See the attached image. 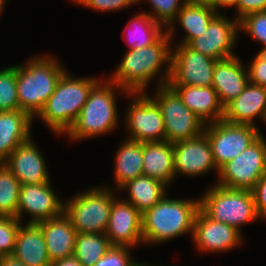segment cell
Returning <instances> with one entry per match:
<instances>
[{
	"label": "cell",
	"mask_w": 266,
	"mask_h": 266,
	"mask_svg": "<svg viewBox=\"0 0 266 266\" xmlns=\"http://www.w3.org/2000/svg\"><path fill=\"white\" fill-rule=\"evenodd\" d=\"M265 172L266 139L261 134L242 153L219 169V181L216 184L251 191Z\"/></svg>",
	"instance_id": "cell-9"
},
{
	"label": "cell",
	"mask_w": 266,
	"mask_h": 266,
	"mask_svg": "<svg viewBox=\"0 0 266 266\" xmlns=\"http://www.w3.org/2000/svg\"><path fill=\"white\" fill-rule=\"evenodd\" d=\"M241 64L238 56L215 63L212 87L224 107L242 93L249 83L248 70Z\"/></svg>",
	"instance_id": "cell-22"
},
{
	"label": "cell",
	"mask_w": 266,
	"mask_h": 266,
	"mask_svg": "<svg viewBox=\"0 0 266 266\" xmlns=\"http://www.w3.org/2000/svg\"><path fill=\"white\" fill-rule=\"evenodd\" d=\"M129 248L131 247L111 245L93 266H131L135 261L130 256Z\"/></svg>",
	"instance_id": "cell-36"
},
{
	"label": "cell",
	"mask_w": 266,
	"mask_h": 266,
	"mask_svg": "<svg viewBox=\"0 0 266 266\" xmlns=\"http://www.w3.org/2000/svg\"><path fill=\"white\" fill-rule=\"evenodd\" d=\"M156 97L165 126V140L175 143L204 133L205 123L189 110L179 95L169 86H158Z\"/></svg>",
	"instance_id": "cell-8"
},
{
	"label": "cell",
	"mask_w": 266,
	"mask_h": 266,
	"mask_svg": "<svg viewBox=\"0 0 266 266\" xmlns=\"http://www.w3.org/2000/svg\"><path fill=\"white\" fill-rule=\"evenodd\" d=\"M115 181L117 188L127 181L143 175L142 143L127 138L116 152Z\"/></svg>",
	"instance_id": "cell-27"
},
{
	"label": "cell",
	"mask_w": 266,
	"mask_h": 266,
	"mask_svg": "<svg viewBox=\"0 0 266 266\" xmlns=\"http://www.w3.org/2000/svg\"><path fill=\"white\" fill-rule=\"evenodd\" d=\"M65 72L57 58L49 55L33 57L24 66L16 65L19 110L32 119L38 116Z\"/></svg>",
	"instance_id": "cell-2"
},
{
	"label": "cell",
	"mask_w": 266,
	"mask_h": 266,
	"mask_svg": "<svg viewBox=\"0 0 266 266\" xmlns=\"http://www.w3.org/2000/svg\"><path fill=\"white\" fill-rule=\"evenodd\" d=\"M51 182L24 184L20 186L17 218L28 212L32 219L27 223H38L59 216L63 212L61 201L51 187Z\"/></svg>",
	"instance_id": "cell-16"
},
{
	"label": "cell",
	"mask_w": 266,
	"mask_h": 266,
	"mask_svg": "<svg viewBox=\"0 0 266 266\" xmlns=\"http://www.w3.org/2000/svg\"><path fill=\"white\" fill-rule=\"evenodd\" d=\"M239 30V21H233L220 13L210 22L207 30L192 39L187 46L217 61L235 56L233 49Z\"/></svg>",
	"instance_id": "cell-13"
},
{
	"label": "cell",
	"mask_w": 266,
	"mask_h": 266,
	"mask_svg": "<svg viewBox=\"0 0 266 266\" xmlns=\"http://www.w3.org/2000/svg\"><path fill=\"white\" fill-rule=\"evenodd\" d=\"M41 152L30 138L19 145L3 162L21 185L50 182L47 166Z\"/></svg>",
	"instance_id": "cell-18"
},
{
	"label": "cell",
	"mask_w": 266,
	"mask_h": 266,
	"mask_svg": "<svg viewBox=\"0 0 266 266\" xmlns=\"http://www.w3.org/2000/svg\"><path fill=\"white\" fill-rule=\"evenodd\" d=\"M0 266H26L22 261L13 255L0 256Z\"/></svg>",
	"instance_id": "cell-41"
},
{
	"label": "cell",
	"mask_w": 266,
	"mask_h": 266,
	"mask_svg": "<svg viewBox=\"0 0 266 266\" xmlns=\"http://www.w3.org/2000/svg\"><path fill=\"white\" fill-rule=\"evenodd\" d=\"M93 10L109 12L128 8L132 4H137L136 0H72Z\"/></svg>",
	"instance_id": "cell-37"
},
{
	"label": "cell",
	"mask_w": 266,
	"mask_h": 266,
	"mask_svg": "<svg viewBox=\"0 0 266 266\" xmlns=\"http://www.w3.org/2000/svg\"><path fill=\"white\" fill-rule=\"evenodd\" d=\"M266 121V88L248 83L243 92L224 107L223 120L232 124L255 125V117Z\"/></svg>",
	"instance_id": "cell-19"
},
{
	"label": "cell",
	"mask_w": 266,
	"mask_h": 266,
	"mask_svg": "<svg viewBox=\"0 0 266 266\" xmlns=\"http://www.w3.org/2000/svg\"><path fill=\"white\" fill-rule=\"evenodd\" d=\"M151 3L152 9L150 15L155 21L159 22L163 26L168 28L173 21L177 18L179 11L183 5L187 2L186 0H147ZM183 1V2H181ZM142 2V0H136V3ZM180 3V4H179Z\"/></svg>",
	"instance_id": "cell-33"
},
{
	"label": "cell",
	"mask_w": 266,
	"mask_h": 266,
	"mask_svg": "<svg viewBox=\"0 0 266 266\" xmlns=\"http://www.w3.org/2000/svg\"><path fill=\"white\" fill-rule=\"evenodd\" d=\"M192 237L202 252L229 251L243 242L240 231L223 222H214L201 209L195 216Z\"/></svg>",
	"instance_id": "cell-17"
},
{
	"label": "cell",
	"mask_w": 266,
	"mask_h": 266,
	"mask_svg": "<svg viewBox=\"0 0 266 266\" xmlns=\"http://www.w3.org/2000/svg\"><path fill=\"white\" fill-rule=\"evenodd\" d=\"M207 136L218 169L237 157L260 135L259 128L251 125L232 124L219 120L205 125Z\"/></svg>",
	"instance_id": "cell-10"
},
{
	"label": "cell",
	"mask_w": 266,
	"mask_h": 266,
	"mask_svg": "<svg viewBox=\"0 0 266 266\" xmlns=\"http://www.w3.org/2000/svg\"><path fill=\"white\" fill-rule=\"evenodd\" d=\"M143 175L168 186L175 177L173 143H142Z\"/></svg>",
	"instance_id": "cell-24"
},
{
	"label": "cell",
	"mask_w": 266,
	"mask_h": 266,
	"mask_svg": "<svg viewBox=\"0 0 266 266\" xmlns=\"http://www.w3.org/2000/svg\"><path fill=\"white\" fill-rule=\"evenodd\" d=\"M131 266H149L148 264L137 263L136 261Z\"/></svg>",
	"instance_id": "cell-47"
},
{
	"label": "cell",
	"mask_w": 266,
	"mask_h": 266,
	"mask_svg": "<svg viewBox=\"0 0 266 266\" xmlns=\"http://www.w3.org/2000/svg\"><path fill=\"white\" fill-rule=\"evenodd\" d=\"M251 191L258 217L266 219V172L259 178Z\"/></svg>",
	"instance_id": "cell-38"
},
{
	"label": "cell",
	"mask_w": 266,
	"mask_h": 266,
	"mask_svg": "<svg viewBox=\"0 0 266 266\" xmlns=\"http://www.w3.org/2000/svg\"><path fill=\"white\" fill-rule=\"evenodd\" d=\"M116 88L124 94H129L109 79L100 80L92 88L78 118L67 132L70 139L79 141L88 137L111 133L115 129L119 119L114 91Z\"/></svg>",
	"instance_id": "cell-5"
},
{
	"label": "cell",
	"mask_w": 266,
	"mask_h": 266,
	"mask_svg": "<svg viewBox=\"0 0 266 266\" xmlns=\"http://www.w3.org/2000/svg\"><path fill=\"white\" fill-rule=\"evenodd\" d=\"M234 7L238 15L235 18L239 21L249 13L266 11V0H236Z\"/></svg>",
	"instance_id": "cell-40"
},
{
	"label": "cell",
	"mask_w": 266,
	"mask_h": 266,
	"mask_svg": "<svg viewBox=\"0 0 266 266\" xmlns=\"http://www.w3.org/2000/svg\"><path fill=\"white\" fill-rule=\"evenodd\" d=\"M200 209L214 222H223L240 232L242 224L259 220L250 190L215 184L200 198Z\"/></svg>",
	"instance_id": "cell-6"
},
{
	"label": "cell",
	"mask_w": 266,
	"mask_h": 266,
	"mask_svg": "<svg viewBox=\"0 0 266 266\" xmlns=\"http://www.w3.org/2000/svg\"><path fill=\"white\" fill-rule=\"evenodd\" d=\"M5 2H6V0H0V14L2 13V11H3V8H5L4 6H5Z\"/></svg>",
	"instance_id": "cell-46"
},
{
	"label": "cell",
	"mask_w": 266,
	"mask_h": 266,
	"mask_svg": "<svg viewBox=\"0 0 266 266\" xmlns=\"http://www.w3.org/2000/svg\"><path fill=\"white\" fill-rule=\"evenodd\" d=\"M117 199L112 203L105 231L110 244L132 247L143 243L142 214L130 202Z\"/></svg>",
	"instance_id": "cell-15"
},
{
	"label": "cell",
	"mask_w": 266,
	"mask_h": 266,
	"mask_svg": "<svg viewBox=\"0 0 266 266\" xmlns=\"http://www.w3.org/2000/svg\"><path fill=\"white\" fill-rule=\"evenodd\" d=\"M20 222L16 217L0 216V256L12 255Z\"/></svg>",
	"instance_id": "cell-35"
},
{
	"label": "cell",
	"mask_w": 266,
	"mask_h": 266,
	"mask_svg": "<svg viewBox=\"0 0 266 266\" xmlns=\"http://www.w3.org/2000/svg\"><path fill=\"white\" fill-rule=\"evenodd\" d=\"M165 195L142 214L143 244H158L186 233L193 234L200 199H170Z\"/></svg>",
	"instance_id": "cell-3"
},
{
	"label": "cell",
	"mask_w": 266,
	"mask_h": 266,
	"mask_svg": "<svg viewBox=\"0 0 266 266\" xmlns=\"http://www.w3.org/2000/svg\"><path fill=\"white\" fill-rule=\"evenodd\" d=\"M256 56L266 62V46H264L262 49H260V51L256 54Z\"/></svg>",
	"instance_id": "cell-45"
},
{
	"label": "cell",
	"mask_w": 266,
	"mask_h": 266,
	"mask_svg": "<svg viewBox=\"0 0 266 266\" xmlns=\"http://www.w3.org/2000/svg\"><path fill=\"white\" fill-rule=\"evenodd\" d=\"M111 247L103 233H77L73 256L82 266H93Z\"/></svg>",
	"instance_id": "cell-30"
},
{
	"label": "cell",
	"mask_w": 266,
	"mask_h": 266,
	"mask_svg": "<svg viewBox=\"0 0 266 266\" xmlns=\"http://www.w3.org/2000/svg\"><path fill=\"white\" fill-rule=\"evenodd\" d=\"M173 151L175 176H200L212 169L219 173L211 144L204 133L192 139L173 143Z\"/></svg>",
	"instance_id": "cell-14"
},
{
	"label": "cell",
	"mask_w": 266,
	"mask_h": 266,
	"mask_svg": "<svg viewBox=\"0 0 266 266\" xmlns=\"http://www.w3.org/2000/svg\"><path fill=\"white\" fill-rule=\"evenodd\" d=\"M220 13L209 6L196 5L186 2L179 11L177 18L166 28L170 38L174 35V23L178 22L185 36L178 44L187 45L192 39L202 35L208 28L210 22Z\"/></svg>",
	"instance_id": "cell-26"
},
{
	"label": "cell",
	"mask_w": 266,
	"mask_h": 266,
	"mask_svg": "<svg viewBox=\"0 0 266 266\" xmlns=\"http://www.w3.org/2000/svg\"><path fill=\"white\" fill-rule=\"evenodd\" d=\"M188 3L209 6L216 10V0H186Z\"/></svg>",
	"instance_id": "cell-43"
},
{
	"label": "cell",
	"mask_w": 266,
	"mask_h": 266,
	"mask_svg": "<svg viewBox=\"0 0 266 266\" xmlns=\"http://www.w3.org/2000/svg\"><path fill=\"white\" fill-rule=\"evenodd\" d=\"M176 45L171 52L168 85L212 86L217 60L194 51L185 44Z\"/></svg>",
	"instance_id": "cell-12"
},
{
	"label": "cell",
	"mask_w": 266,
	"mask_h": 266,
	"mask_svg": "<svg viewBox=\"0 0 266 266\" xmlns=\"http://www.w3.org/2000/svg\"><path fill=\"white\" fill-rule=\"evenodd\" d=\"M12 255L26 266H50L51 264L43 234L35 223L20 225Z\"/></svg>",
	"instance_id": "cell-25"
},
{
	"label": "cell",
	"mask_w": 266,
	"mask_h": 266,
	"mask_svg": "<svg viewBox=\"0 0 266 266\" xmlns=\"http://www.w3.org/2000/svg\"><path fill=\"white\" fill-rule=\"evenodd\" d=\"M32 118L22 110L0 112V160L31 138Z\"/></svg>",
	"instance_id": "cell-23"
},
{
	"label": "cell",
	"mask_w": 266,
	"mask_h": 266,
	"mask_svg": "<svg viewBox=\"0 0 266 266\" xmlns=\"http://www.w3.org/2000/svg\"><path fill=\"white\" fill-rule=\"evenodd\" d=\"M127 28L132 30L131 36L126 38L127 50L153 45L165 33L162 31L163 25L155 21L145 11L132 17L125 30Z\"/></svg>",
	"instance_id": "cell-29"
},
{
	"label": "cell",
	"mask_w": 266,
	"mask_h": 266,
	"mask_svg": "<svg viewBox=\"0 0 266 266\" xmlns=\"http://www.w3.org/2000/svg\"><path fill=\"white\" fill-rule=\"evenodd\" d=\"M106 187L97 186L63 203V212L77 233L105 234L112 203L116 198L114 192Z\"/></svg>",
	"instance_id": "cell-7"
},
{
	"label": "cell",
	"mask_w": 266,
	"mask_h": 266,
	"mask_svg": "<svg viewBox=\"0 0 266 266\" xmlns=\"http://www.w3.org/2000/svg\"><path fill=\"white\" fill-rule=\"evenodd\" d=\"M235 2L236 0H216V11L218 12V8L221 7H231V6H235Z\"/></svg>",
	"instance_id": "cell-44"
},
{
	"label": "cell",
	"mask_w": 266,
	"mask_h": 266,
	"mask_svg": "<svg viewBox=\"0 0 266 266\" xmlns=\"http://www.w3.org/2000/svg\"><path fill=\"white\" fill-rule=\"evenodd\" d=\"M165 33L150 46L129 49L124 55L109 80L117 84L128 93H145L149 81L153 80L161 71L163 64L167 67L159 78V85H168L171 75L172 41Z\"/></svg>",
	"instance_id": "cell-1"
},
{
	"label": "cell",
	"mask_w": 266,
	"mask_h": 266,
	"mask_svg": "<svg viewBox=\"0 0 266 266\" xmlns=\"http://www.w3.org/2000/svg\"><path fill=\"white\" fill-rule=\"evenodd\" d=\"M20 186L18 179L2 164L0 166V216L17 218Z\"/></svg>",
	"instance_id": "cell-31"
},
{
	"label": "cell",
	"mask_w": 266,
	"mask_h": 266,
	"mask_svg": "<svg viewBox=\"0 0 266 266\" xmlns=\"http://www.w3.org/2000/svg\"><path fill=\"white\" fill-rule=\"evenodd\" d=\"M166 187L160 181L142 175L127 181L119 188V191L128 190L129 199L126 201L133 204L143 214L167 195Z\"/></svg>",
	"instance_id": "cell-28"
},
{
	"label": "cell",
	"mask_w": 266,
	"mask_h": 266,
	"mask_svg": "<svg viewBox=\"0 0 266 266\" xmlns=\"http://www.w3.org/2000/svg\"><path fill=\"white\" fill-rule=\"evenodd\" d=\"M36 224L43 234L51 262L73 256L77 232L64 212Z\"/></svg>",
	"instance_id": "cell-21"
},
{
	"label": "cell",
	"mask_w": 266,
	"mask_h": 266,
	"mask_svg": "<svg viewBox=\"0 0 266 266\" xmlns=\"http://www.w3.org/2000/svg\"><path fill=\"white\" fill-rule=\"evenodd\" d=\"M239 30H244L254 40L266 46V11L245 15L239 20Z\"/></svg>",
	"instance_id": "cell-34"
},
{
	"label": "cell",
	"mask_w": 266,
	"mask_h": 266,
	"mask_svg": "<svg viewBox=\"0 0 266 266\" xmlns=\"http://www.w3.org/2000/svg\"><path fill=\"white\" fill-rule=\"evenodd\" d=\"M50 266H82V264L74 256H71L51 262Z\"/></svg>",
	"instance_id": "cell-42"
},
{
	"label": "cell",
	"mask_w": 266,
	"mask_h": 266,
	"mask_svg": "<svg viewBox=\"0 0 266 266\" xmlns=\"http://www.w3.org/2000/svg\"><path fill=\"white\" fill-rule=\"evenodd\" d=\"M246 68H248L249 83L266 88V62L255 55V58L252 59Z\"/></svg>",
	"instance_id": "cell-39"
},
{
	"label": "cell",
	"mask_w": 266,
	"mask_h": 266,
	"mask_svg": "<svg viewBox=\"0 0 266 266\" xmlns=\"http://www.w3.org/2000/svg\"><path fill=\"white\" fill-rule=\"evenodd\" d=\"M136 95V96H135ZM134 96L127 110L126 126L130 133L127 137L141 143L165 141V126L158 104L145 93H129Z\"/></svg>",
	"instance_id": "cell-11"
},
{
	"label": "cell",
	"mask_w": 266,
	"mask_h": 266,
	"mask_svg": "<svg viewBox=\"0 0 266 266\" xmlns=\"http://www.w3.org/2000/svg\"><path fill=\"white\" fill-rule=\"evenodd\" d=\"M98 82L95 77H71L66 71L38 117L56 134H66Z\"/></svg>",
	"instance_id": "cell-4"
},
{
	"label": "cell",
	"mask_w": 266,
	"mask_h": 266,
	"mask_svg": "<svg viewBox=\"0 0 266 266\" xmlns=\"http://www.w3.org/2000/svg\"><path fill=\"white\" fill-rule=\"evenodd\" d=\"M19 110L16 65L0 70V112Z\"/></svg>",
	"instance_id": "cell-32"
},
{
	"label": "cell",
	"mask_w": 266,
	"mask_h": 266,
	"mask_svg": "<svg viewBox=\"0 0 266 266\" xmlns=\"http://www.w3.org/2000/svg\"><path fill=\"white\" fill-rule=\"evenodd\" d=\"M181 98L184 105L205 124L223 119L224 106L212 86L169 85Z\"/></svg>",
	"instance_id": "cell-20"
}]
</instances>
